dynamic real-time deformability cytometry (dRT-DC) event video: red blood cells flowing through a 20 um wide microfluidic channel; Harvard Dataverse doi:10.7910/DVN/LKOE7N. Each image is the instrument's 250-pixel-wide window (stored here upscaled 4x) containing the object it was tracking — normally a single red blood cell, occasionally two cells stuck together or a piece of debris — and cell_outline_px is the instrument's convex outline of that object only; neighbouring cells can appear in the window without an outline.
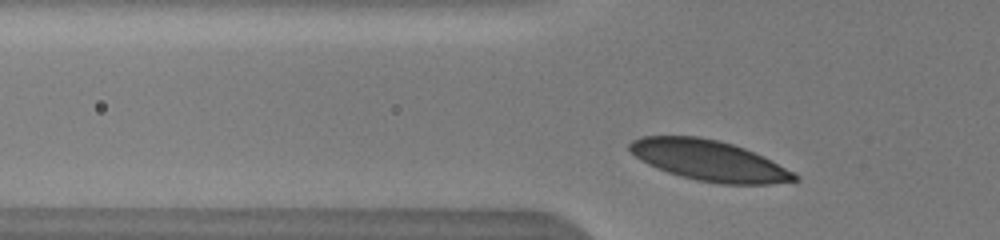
{"species": "human", "species_latin": "Homo sapiens", "temperature_condition": "warm", "stored_images_in_passage": 33, "camera_frame_rate_fps": 3000, "um_per_image_px": 0.085, "donor": {"sex": "male"}, "frame": {"image": 1, "passage_image": 4, "time_ms": 1.0, "image_size_px": [1000, 240], "cell_outline_px": [[800, 180], [768, 184], [720, 184], [696, 180], [680, 176], [668, 172], [648, 164], [636, 156], [628, 148], [628, 144], [632, 140], [640, 136], [700, 136], [732, 144], [744, 148], [764, 156], [796, 172], [800, 176]], "centroid_in_image_um": [60.32, 13.65], "position_along_channel_um": 65.5, "area_um2": 39.07}}
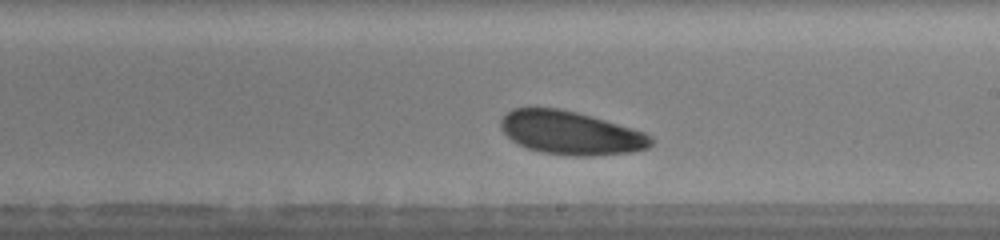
{"frame": {"image": 2, "passage_image": 18, "time_ms": 5.667, "image_size_px": [1000, 240], "cell_outline_px": [[652, 144], [648, 148], [632, 152], [592, 156], [576, 156], [544, 152], [528, 148], [512, 140], [500, 128], [500, 120], [512, 108], [560, 108], [592, 116], [632, 128], [644, 132], [652, 136]], "centroid_in_image_um": [48.53, 11.29], "position_along_channel_um": 240.5, "area_um2": 37.8}}
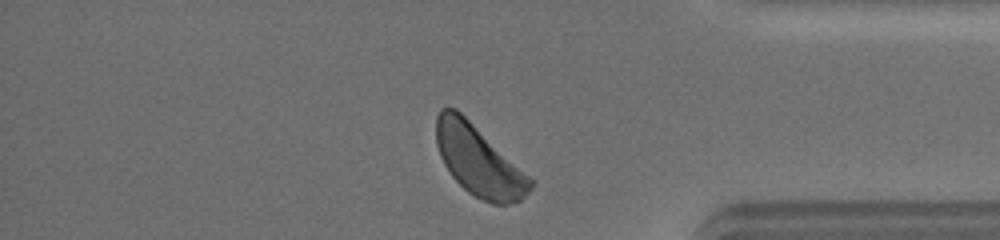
{"frame": {"image": 3, "passage_image": 31, "time_ms": 10.0, "image_size_px": [1000, 240], "cell_outline_px": [[536, 184], [520, 200], [508, 204], [492, 204], [468, 192], [452, 176], [444, 164], [440, 156], [436, 144], [436, 116], [440, 108], [456, 108], [536, 180]], "centroid_in_image_um": [40.72, 13.66], "position_along_channel_um": 394.5, "area_um2": 38.73}, "authors_computed_cell_mechanics": {"area_um2": 38.3214, "velocity_mm_per_s": 3.8621, "shape_relaxation_time_tau1_ms": 2.2096, "shape_relaxation_time_tau2_ms": null, "deformation_change_tau1": 0.0761, "deformation_change_tau2": null}}